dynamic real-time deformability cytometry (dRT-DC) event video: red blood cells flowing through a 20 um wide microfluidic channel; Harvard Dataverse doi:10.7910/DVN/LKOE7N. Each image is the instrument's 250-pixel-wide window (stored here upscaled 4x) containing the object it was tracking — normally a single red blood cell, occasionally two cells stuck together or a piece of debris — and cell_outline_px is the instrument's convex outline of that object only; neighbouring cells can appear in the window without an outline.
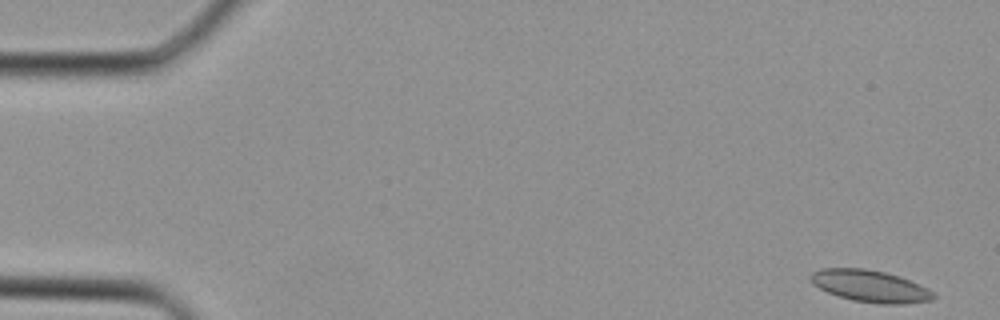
{"species": "Egyptian fruit bat (a non-hibernating species)", "species_latin": "Rousettus aegyptiacus", "temperature_condition": "cold", "stored_images_in_passage": 5, "camera_frame_rate_fps": 3000, "um_per_image_px": 0.085, "animal": {"sex": "female"}, "frame": {"image": 1, "passage_image": 1, "time_ms": 0.0, "image_size_px": [1000, 320], "cell_outline_px": [[936, 296], [932, 300], [904, 304], [880, 304], [852, 300], [828, 292], [812, 284], [808, 276], [812, 272], [820, 268], [864, 268], [884, 272], [900, 276], [928, 288]], "centroid_in_image_um": [73.95, 24.31], "position_along_channel_um": 11.1, "area_um2": 22.89}}